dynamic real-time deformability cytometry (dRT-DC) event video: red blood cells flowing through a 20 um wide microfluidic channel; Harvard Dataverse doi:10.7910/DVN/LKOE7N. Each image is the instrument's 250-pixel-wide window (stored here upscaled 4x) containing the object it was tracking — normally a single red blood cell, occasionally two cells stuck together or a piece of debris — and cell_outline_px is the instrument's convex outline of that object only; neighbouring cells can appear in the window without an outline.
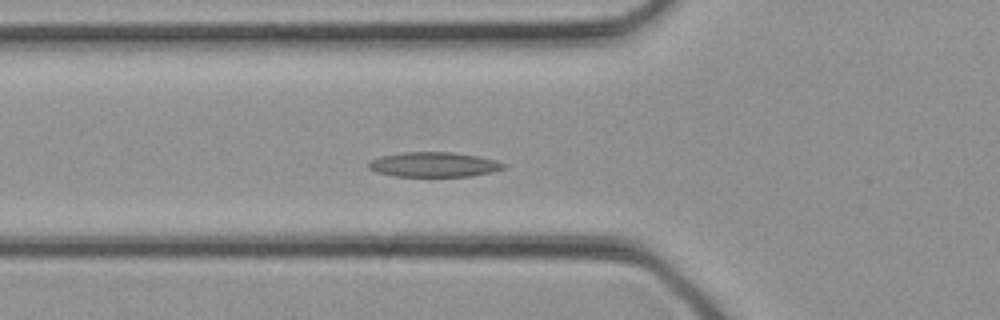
{"species": "common noctule bat (a hibernating species)", "species_latin": "Nyctalus noctula", "temperature_condition": "cold", "stored_images_in_passage": 33, "camera_frame_rate_fps": 3000, "um_per_image_px": 0.085, "animal": {"sex": "female", "body_mass_g": 21.9}, "frame": {"image": 1, "passage_image": 12, "time_ms": 3.667, "image_size_px": [1000, 320], "cell_outline_px": [[508, 168], [492, 172], [472, 176], [392, 176], [376, 172], [368, 168], [368, 164], [372, 160], [380, 156], [400, 152], [452, 152], [476, 156], [496, 160], [508, 164]], "centroid_in_image_um": [36.91, 13.99], "position_along_channel_um": 88.9, "area_um2": 19.71}}
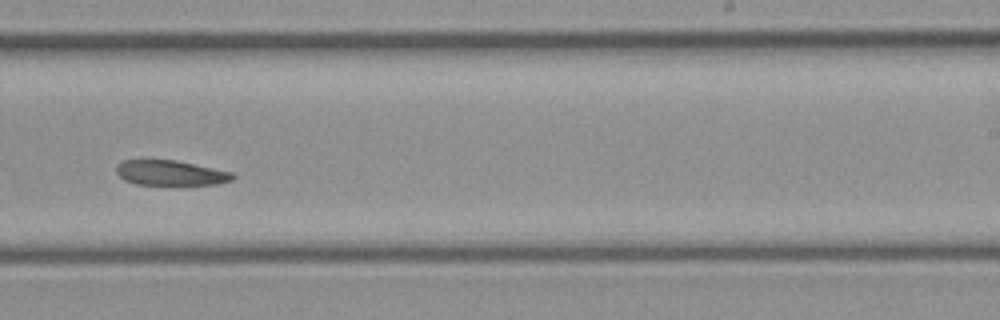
{"frame": {"image": 2, "passage_image": 21, "time_ms": 6.667, "image_size_px": [1000, 320], "cell_outline_px": [[236, 176], [232, 180], [216, 184], [136, 184], [124, 180], [116, 172], [116, 164], [124, 160], [176, 160], [232, 172]], "centroid_in_image_um": [14.48, 14.69], "position_along_channel_um": 274.5, "area_um2": 16.82}}
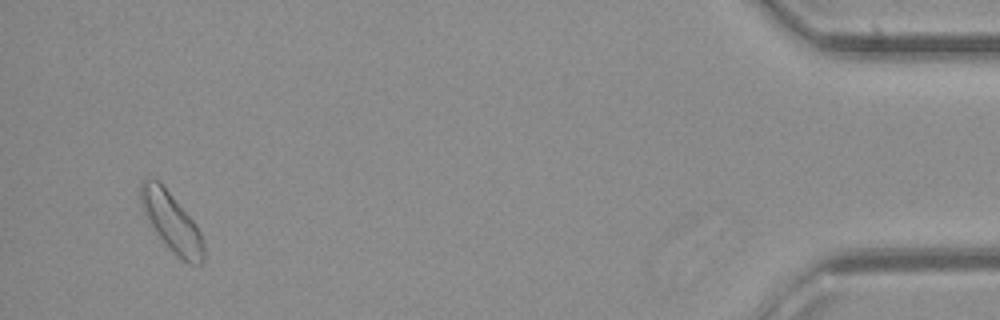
{"frame": {"image": 3, "passage_image": 32, "time_ms": 10.333, "image_size_px": [1000, 320], "cell_outline_px": [[204, 260], [200, 264], [188, 264], [156, 232], [148, 220], [140, 204], [140, 180], [148, 176], [156, 180], [168, 192], [192, 220], [200, 232], [204, 244]], "centroid_in_image_um": [14.56, 18.83], "position_along_channel_um": 420.6, "area_um2": 20.75}}